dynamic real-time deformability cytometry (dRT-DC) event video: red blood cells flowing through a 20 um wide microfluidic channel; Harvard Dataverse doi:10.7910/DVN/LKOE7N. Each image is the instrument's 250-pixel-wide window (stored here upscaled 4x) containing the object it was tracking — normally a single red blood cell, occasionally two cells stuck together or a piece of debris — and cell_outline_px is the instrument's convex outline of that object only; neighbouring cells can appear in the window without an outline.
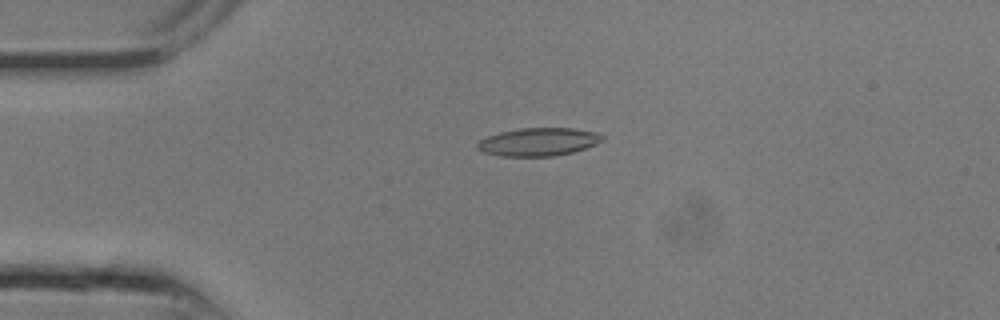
{"species": "common noctule bat (a hibernating species)", "species_latin": "Nyctalus noctula", "temperature_condition": "room temperature", "stored_images_in_passage": 8, "camera_frame_rate_fps": 3000, "um_per_image_px": 0.085, "animal": {"sex": "male", "body_mass_g": 13.3}, "frame": {"image": 1, "passage_image": 5, "time_ms": 1.333, "image_size_px": [1000, 320], "cell_outline_px": [[604, 140], [596, 144], [572, 152], [556, 156], [500, 156], [484, 152], [476, 148], [476, 144], [480, 140], [488, 136], [500, 132], [520, 128], [572, 128], [592, 132], [604, 136]], "centroid_in_image_um": [45.74, 12.06], "position_along_channel_um": 39.3, "area_um2": 20.29}}
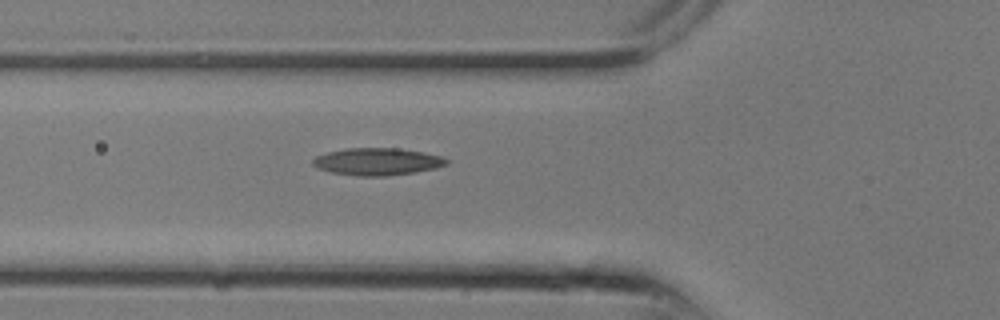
{"frame": {"image": 2, "passage_image": 8, "time_ms": 2.333, "image_size_px": [1000, 320], "cell_outline_px": [[448, 164], [436, 168], [416, 172], [384, 176], [356, 176], [332, 172], [316, 168], [312, 164], [312, 160], [316, 156], [328, 152], [344, 148], [400, 148], [424, 152], [440, 156], [448, 160]], "centroid_in_image_um": [32.06, 13.73], "position_along_channel_um": 93.7, "area_um2": 21.33}}